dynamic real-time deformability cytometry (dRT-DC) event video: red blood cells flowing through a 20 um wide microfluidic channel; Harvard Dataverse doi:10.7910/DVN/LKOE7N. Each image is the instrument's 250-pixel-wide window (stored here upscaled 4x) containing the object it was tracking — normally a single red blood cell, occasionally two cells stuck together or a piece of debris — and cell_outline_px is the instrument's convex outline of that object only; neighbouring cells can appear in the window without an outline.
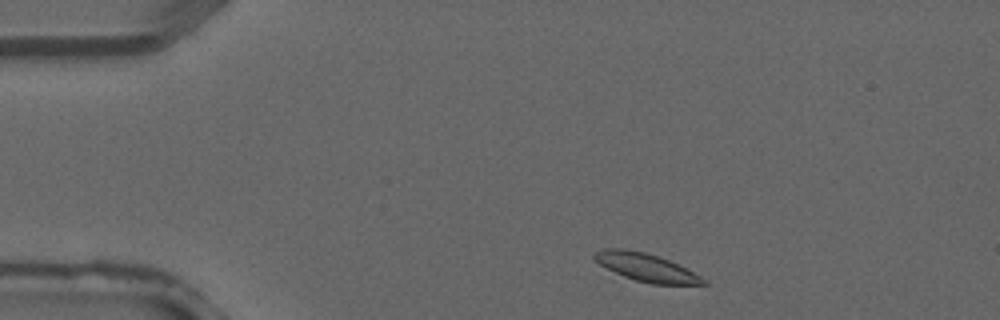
{"species": "common noctule bat (a hibernating species)", "species_latin": "Nyctalus noctula", "temperature_condition": "warm", "stored_images_in_passage": 2, "camera_frame_rate_fps": 3000, "um_per_image_px": 0.085, "animal": {"sex": "male", "forearm_length_mm": 52.5}, "frame": {"image": 1, "passage_image": 1, "time_ms": 0.0, "image_size_px": [1000, 320], "cell_outline_px": [[708, 284], [652, 284], [636, 280], [624, 276], [592, 260], [592, 256], [596, 252], [604, 248], [624, 248], [644, 252], [668, 260], [708, 280]], "centroid_in_image_um": [54.89, 22.72], "position_along_channel_um": 30.1, "area_um2": 17.4}}